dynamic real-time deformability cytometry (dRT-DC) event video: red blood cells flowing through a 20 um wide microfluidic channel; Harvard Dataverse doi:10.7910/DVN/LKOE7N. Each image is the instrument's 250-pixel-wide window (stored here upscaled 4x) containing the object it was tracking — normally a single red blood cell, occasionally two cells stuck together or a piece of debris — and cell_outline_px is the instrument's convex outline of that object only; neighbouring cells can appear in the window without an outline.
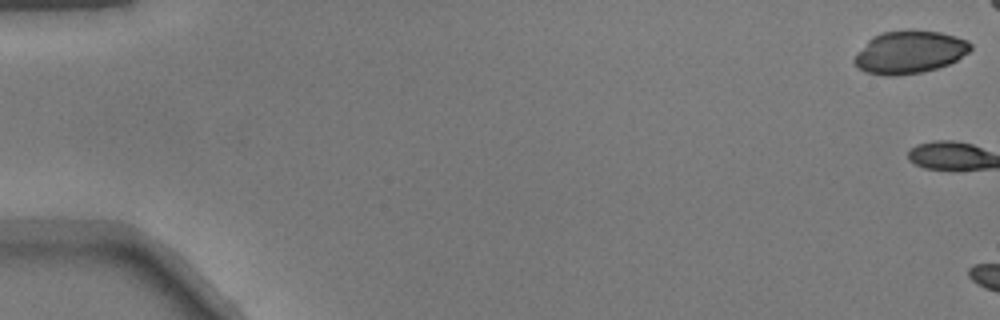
{"species": "common noctule bat (a hibernating species)", "species_latin": "Nyctalus noctula", "temperature_condition": "warm", "stored_images_in_passage": 2, "camera_frame_rate_fps": 3000, "um_per_image_px": 0.085, "animal": {"sex": "male", "body_mass_g": 17.9}, "frame": {"image": 1, "passage_image": 1, "time_ms": 0.0, "image_size_px": [1000, 320], "cell_outline_px": [[972, 48], [968, 52], [956, 60], [948, 64], [936, 68], [920, 72], [896, 76], [884, 76], [864, 72], [852, 60], [856, 52], [872, 36], [884, 32], [908, 28], [912, 28], [940, 32], [956, 36], [968, 40], [972, 44]], "centroid_in_image_um": [77.29, 4.4], "position_along_channel_um": 7.7, "area_um2": 29.36}}